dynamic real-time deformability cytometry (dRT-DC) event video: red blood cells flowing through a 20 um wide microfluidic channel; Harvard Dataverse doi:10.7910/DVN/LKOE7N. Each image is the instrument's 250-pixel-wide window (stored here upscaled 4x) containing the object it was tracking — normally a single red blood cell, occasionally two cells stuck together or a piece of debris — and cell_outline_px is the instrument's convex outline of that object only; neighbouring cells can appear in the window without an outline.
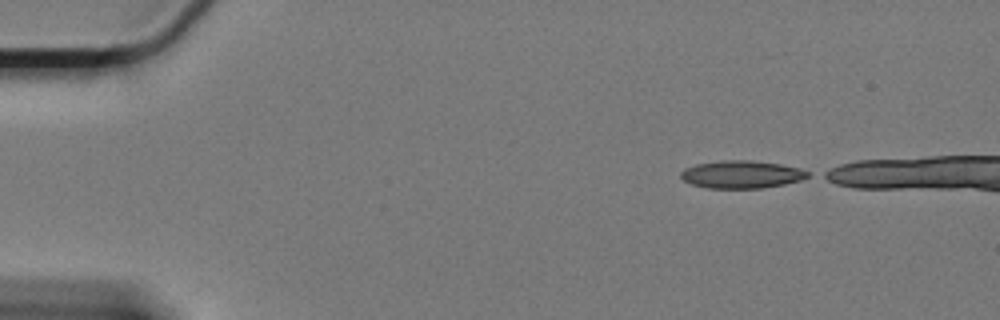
{"species": "Egyptian fruit bat (a non-hibernating species)", "species_latin": "Rousettus aegyptiacus", "temperature_condition": "cold", "stored_images_in_passage": 46, "camera_frame_rate_fps": 3000, "um_per_image_px": 0.085, "animal": {"sex": "female"}, "frame": {"image": 1, "passage_image": 1, "time_ms": 0.0, "image_size_px": [1000, 320], "cell_outline_px": [[812, 172], [808, 176], [800, 180], [784, 184], [764, 188], [708, 188], [692, 184], [684, 180], [680, 176], [680, 172], [684, 168], [696, 164], [720, 160], [748, 160], [780, 164], [800, 168]], "centroid_in_image_um": [63.03, 14.82], "position_along_channel_um": 22.0, "area_um2": 20.52}}
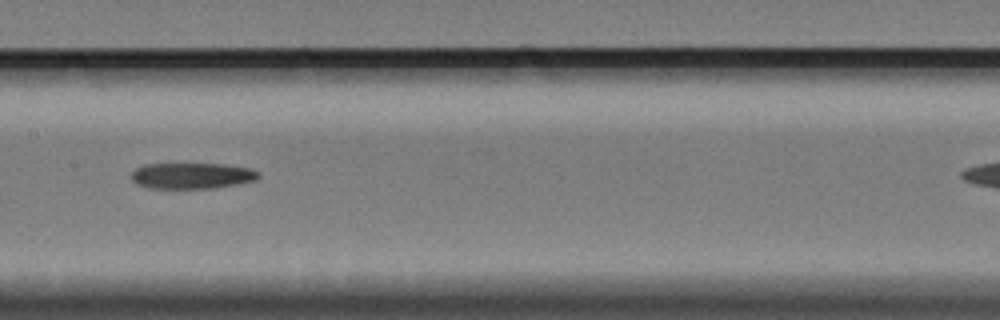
{"frame": {"image": 2, "passage_image": 24, "time_ms": 7.667, "image_size_px": [1000, 320], "cell_outline_px": [[260, 176], [256, 180], [236, 184], [212, 188], [148, 188], [136, 184], [132, 180], [132, 172], [136, 168], [144, 164], [224, 164], [248, 168], [260, 172]], "centroid_in_image_um": [16.3, 14.93], "position_along_channel_um": 191.1, "area_um2": 19.19}}
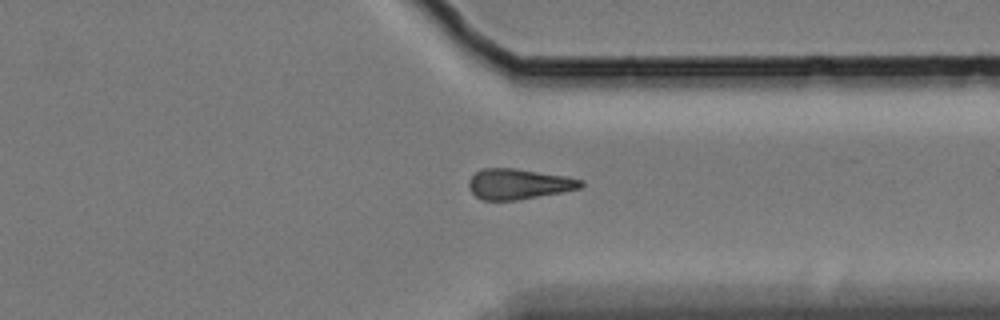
{"frame": {"image": 3, "passage_image": 40, "time_ms": 13.0, "image_size_px": [1000, 320], "cell_outline_px": [[584, 184], [580, 188], [560, 192], [516, 200], [480, 200], [468, 188], [468, 180], [480, 168], [512, 168], [564, 176], [584, 180]], "centroid_in_image_um": [44.03, 15.64], "position_along_channel_um": 367.4, "area_um2": 19.71}}